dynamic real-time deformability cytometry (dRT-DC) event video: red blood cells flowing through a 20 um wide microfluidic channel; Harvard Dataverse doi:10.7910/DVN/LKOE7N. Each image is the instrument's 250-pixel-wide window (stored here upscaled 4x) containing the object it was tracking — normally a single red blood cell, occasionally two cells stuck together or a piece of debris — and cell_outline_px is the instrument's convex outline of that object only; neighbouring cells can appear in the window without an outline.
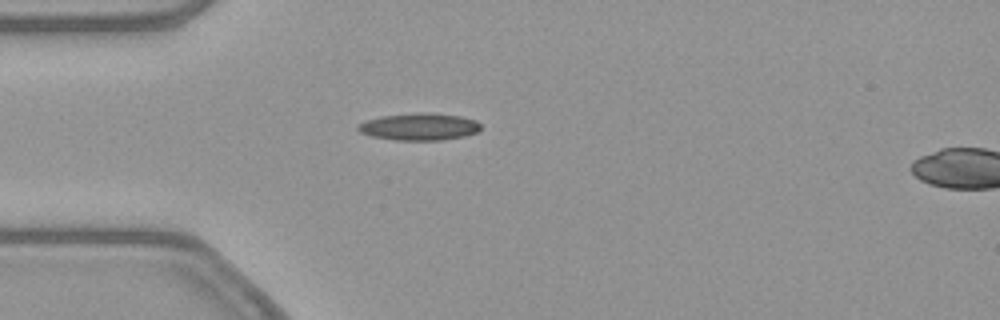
{"species": "common noctule bat (a hibernating species)", "species_latin": "Nyctalus noctula", "temperature_condition": "warm", "stored_images_in_passage": 39, "camera_frame_rate_fps": 3000, "um_per_image_px": 0.085, "animal": {"sex": "female", "body_mass_g": 21.9}, "frame": {"image": 1, "passage_image": 1, "time_ms": 0.0, "image_size_px": [1000, 320], "cell_outline_px": [[480, 128], [476, 132], [464, 136], [440, 140], [396, 140], [372, 136], [360, 132], [356, 128], [360, 124], [368, 120], [380, 116], [420, 112], [460, 116], [476, 120], [480, 124]], "centroid_in_image_um": [35.64, 10.77], "position_along_channel_um": 49.4, "area_um2": 19.13}}
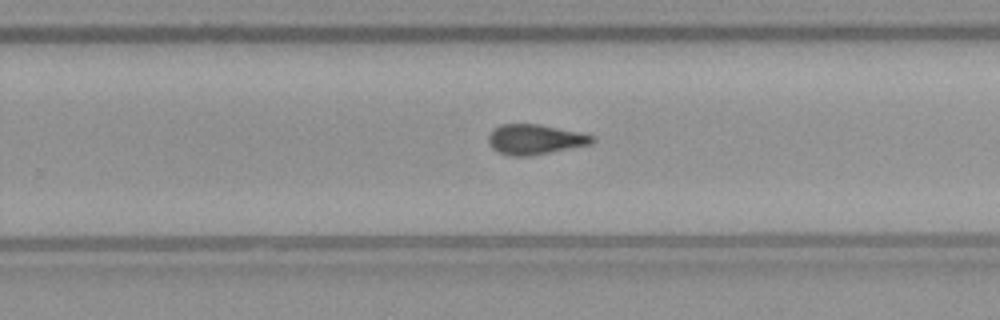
{"frame": {"image": 2, "passage_image": 20, "time_ms": 6.333, "image_size_px": [1000, 320], "cell_outline_px": [[596, 140], [592, 144], [528, 156], [508, 156], [496, 152], [488, 144], [488, 136], [492, 128], [500, 124], [540, 124], [580, 132], [592, 136]], "centroid_in_image_um": [45.42, 11.84], "position_along_channel_um": 284.4, "area_um2": 18.38}}
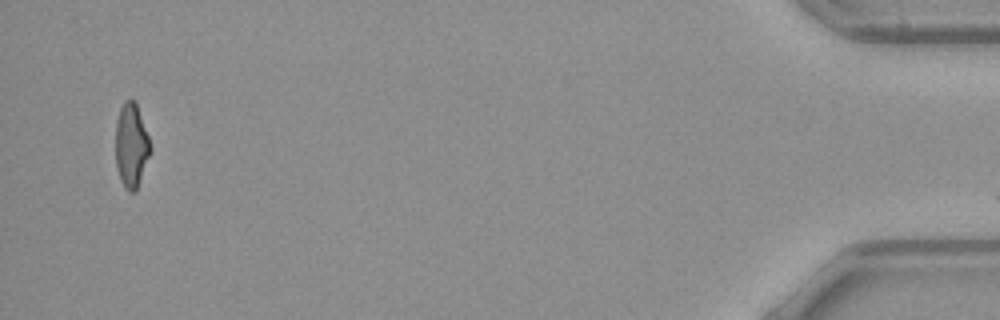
{"frame": {"image": 3, "passage_image": 38, "time_ms": 12.333, "image_size_px": [1000, 320], "cell_outline_px": [[152, 148], [136, 192], [128, 192], [124, 188], [120, 180], [116, 164], [116, 120], [120, 108], [124, 100], [136, 100]], "centroid_in_image_um": [11.16, 12.37], "position_along_channel_um": 424.0, "area_um2": 17.22}, "authors_computed_cell_mechanics": {"area_um2": 18.0914, "velocity_mm_per_s": 3.8625, "shape_relaxation_time_tau1_ms": 7.3496, "shape_relaxation_time_tau2_ms": 1.882, "deformation_change_tau1": 0.2047, "deformation_change_tau2": 0.0969}}